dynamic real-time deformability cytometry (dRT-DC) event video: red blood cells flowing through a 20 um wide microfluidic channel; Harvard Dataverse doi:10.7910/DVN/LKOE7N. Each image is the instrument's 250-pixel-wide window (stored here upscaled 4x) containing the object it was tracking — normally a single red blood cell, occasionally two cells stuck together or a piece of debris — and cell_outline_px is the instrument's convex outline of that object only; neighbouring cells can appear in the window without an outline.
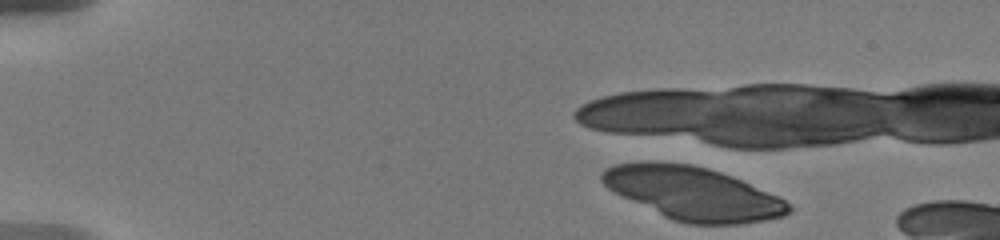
{"species": "human", "species_latin": "Homo sapiens", "temperature_condition": "warm", "stored_images_in_passage": 2, "camera_frame_rate_fps": 3000, "um_per_image_px": 0.085, "donor": {"sex": "male"}, "frame": {"image": 1, "passage_image": 1, "time_ms": 0.0, "image_size_px": [1000, 240], "cell_outline_px": [[792, 212], [784, 216], [764, 220], [740, 224], [688, 224], [664, 216], [608, 188], [600, 180], [600, 172], [604, 168], [612, 164], [640, 160], [692, 164], [708, 168], [732, 176], [776, 196], [784, 200], [792, 208]], "centroid_in_image_um": [58.86, 16.41], "position_along_channel_um": 26.1, "area_um2": 57.51}}